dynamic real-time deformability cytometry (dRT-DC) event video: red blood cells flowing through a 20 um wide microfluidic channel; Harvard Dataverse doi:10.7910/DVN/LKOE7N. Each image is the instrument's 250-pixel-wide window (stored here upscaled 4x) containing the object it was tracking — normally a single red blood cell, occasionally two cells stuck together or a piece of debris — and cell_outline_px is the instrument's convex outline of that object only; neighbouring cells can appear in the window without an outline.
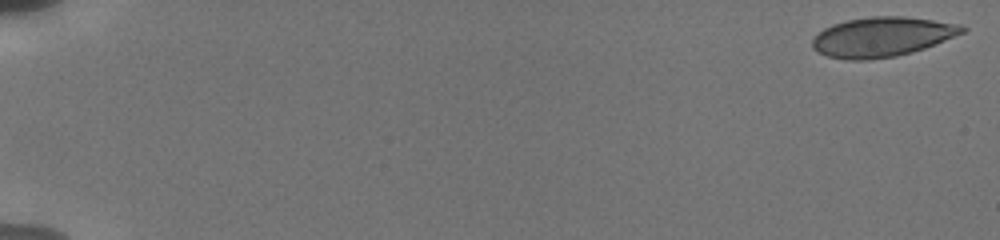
{"species": "human", "species_latin": "Homo sapiens", "temperature_condition": "cold", "stored_images_in_passage": 36, "camera_frame_rate_fps": 3000, "um_per_image_px": 0.085, "donor": {"sex": "male"}, "frame": {"image": 1, "passage_image": 1, "time_ms": 0.0, "image_size_px": [1000, 240], "cell_outline_px": [[968, 28], [964, 32], [924, 48], [912, 52], [896, 56], [868, 60], [852, 60], [828, 56], [812, 48], [812, 40], [824, 28], [832, 24], [848, 20], [872, 16], [904, 16], [960, 24]], "centroid_in_image_um": [74.98, 3.13], "position_along_channel_um": 10.0, "area_um2": 34.33}}
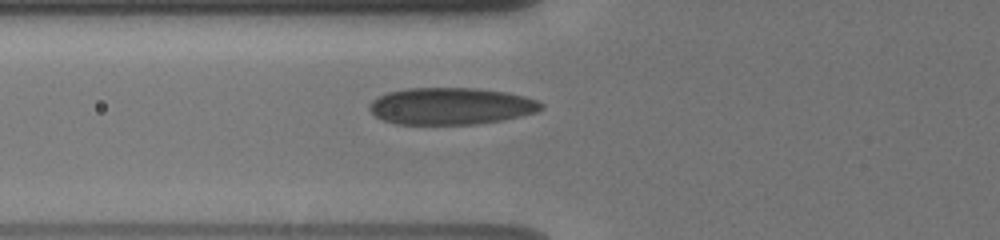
{"frame": {"image": 2, "passage_image": 19, "time_ms": 7.0, "image_size_px": [1000, 240], "cell_outline_px": [[544, 108], [536, 112], [504, 120], [476, 124], [396, 124], [384, 120], [376, 116], [368, 108], [368, 104], [372, 100], [388, 92], [408, 88], [476, 88], [504, 92], [524, 96], [536, 100], [544, 104]], "centroid_in_image_um": [38.33, 9.02], "position_along_channel_um": 87.5, "area_um2": 36.93}}
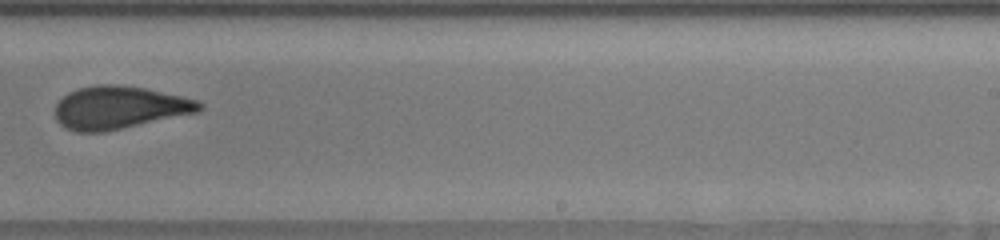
{"frame": {"image": 3, "passage_image": 34, "time_ms": 12.0, "image_size_px": [1000, 240], "cell_outline_px": [[204, 108], [200, 112], [104, 132], [76, 132], [64, 128], [56, 120], [56, 104], [68, 92], [76, 88], [96, 84], [120, 84], [144, 88], [184, 96], [200, 100], [204, 104]], "centroid_in_image_um": [10.18, 9.14], "position_along_channel_um": 278.8, "area_um2": 36.47}}